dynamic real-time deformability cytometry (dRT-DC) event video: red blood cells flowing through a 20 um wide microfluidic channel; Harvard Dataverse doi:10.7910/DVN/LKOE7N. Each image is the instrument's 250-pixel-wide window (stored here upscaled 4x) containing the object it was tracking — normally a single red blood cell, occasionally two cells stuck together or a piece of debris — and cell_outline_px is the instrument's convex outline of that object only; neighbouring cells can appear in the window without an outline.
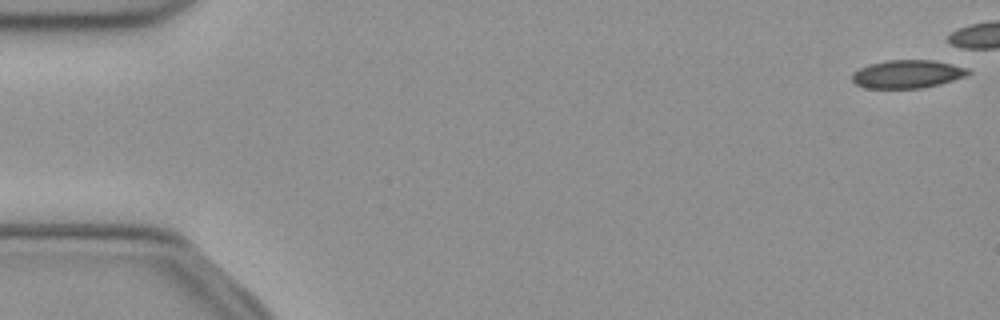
{"species": "common noctule bat (a hibernating species)", "species_latin": "Nyctalus noctula", "temperature_condition": "cold", "stored_images_in_passage": 41, "camera_frame_rate_fps": 3000, "um_per_image_px": 0.085, "animal": {"sex": "female", "body_mass_g": 21.9}, "frame": {"image": 1, "passage_image": 1, "time_ms": 0.0, "image_size_px": [1000, 320], "cell_outline_px": [[972, 72], [964, 76], [940, 84], [920, 88], [868, 88], [856, 84], [852, 80], [852, 72], [868, 64], [888, 60], [932, 60], [960, 64], [968, 68]], "centroid_in_image_um": [77.16, 6.28], "position_along_channel_um": 7.8, "area_um2": 19.19}}